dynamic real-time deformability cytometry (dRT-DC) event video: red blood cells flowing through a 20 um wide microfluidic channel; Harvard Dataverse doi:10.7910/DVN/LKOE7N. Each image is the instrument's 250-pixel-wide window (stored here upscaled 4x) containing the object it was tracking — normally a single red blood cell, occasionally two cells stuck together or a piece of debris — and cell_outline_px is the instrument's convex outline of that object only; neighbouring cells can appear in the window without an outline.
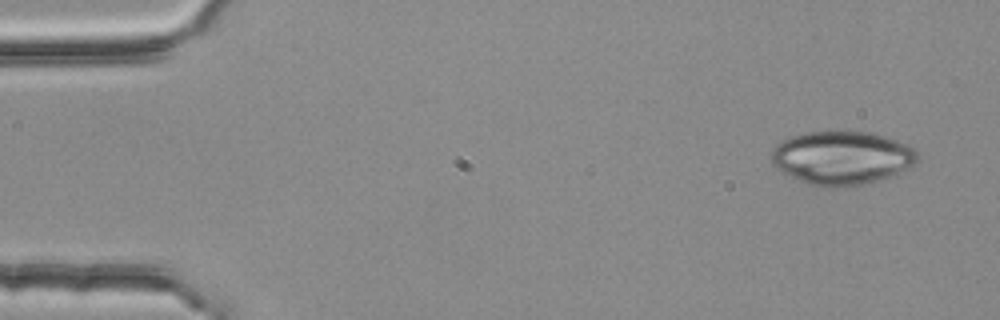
{"species": "common noctule bat (a hibernating species)", "species_latin": "Nyctalus noctula", "temperature_condition": "room temperature", "stored_images_in_passage": 3, "camera_frame_rate_fps": 3000, "um_per_image_px": 0.085, "animal": {"sex": "female", "body_mass_g": 25.1}, "frame": {"image": 1, "passage_image": 1, "time_ms": 0.0, "image_size_px": [1000, 320], "cell_outline_px": [[920, 160], [908, 168], [880, 180], [848, 188], [820, 188], [808, 184], [776, 168], [772, 164], [772, 152], [776, 144], [792, 136], [808, 132], [872, 132], [908, 144], [916, 148], [920, 156]], "centroid_in_image_um": [71.61, 13.44], "position_along_channel_um": 13.4, "area_um2": 45.89}}